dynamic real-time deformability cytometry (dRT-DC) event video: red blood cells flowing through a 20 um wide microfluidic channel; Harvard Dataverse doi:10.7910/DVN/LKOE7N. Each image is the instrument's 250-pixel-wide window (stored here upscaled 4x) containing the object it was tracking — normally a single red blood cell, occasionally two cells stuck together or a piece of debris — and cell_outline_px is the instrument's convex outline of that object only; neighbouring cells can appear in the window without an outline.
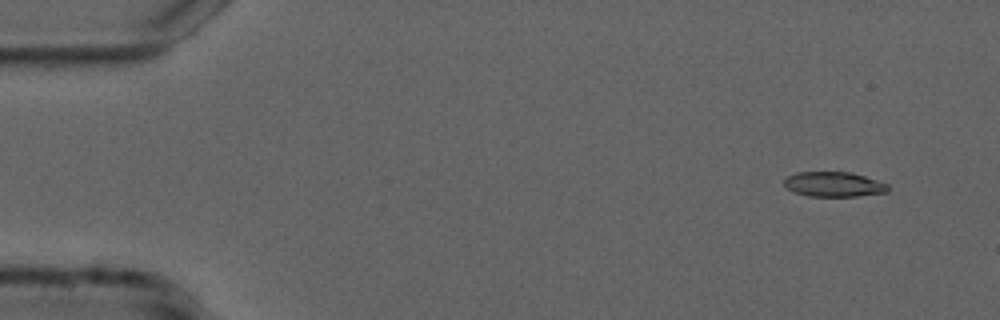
{"species": "common noctule bat (a hibernating species)", "species_latin": "Nyctalus noctula", "temperature_condition": "cold", "stored_images_in_passage": 2, "camera_frame_rate_fps": 3000, "um_per_image_px": 0.085, "animal": {"sex": "male", "forearm_length_mm": 52.5}, "frame": {"image": 1, "passage_image": 1, "time_ms": 0.0, "image_size_px": [1000, 320], "cell_outline_px": [[888, 192], [856, 196], [808, 196], [796, 192], [788, 188], [784, 184], [784, 180], [788, 176], [796, 172], [852, 172], [888, 184]], "centroid_in_image_um": [70.88, 15.66], "position_along_channel_um": 14.1, "area_um2": 14.91}}